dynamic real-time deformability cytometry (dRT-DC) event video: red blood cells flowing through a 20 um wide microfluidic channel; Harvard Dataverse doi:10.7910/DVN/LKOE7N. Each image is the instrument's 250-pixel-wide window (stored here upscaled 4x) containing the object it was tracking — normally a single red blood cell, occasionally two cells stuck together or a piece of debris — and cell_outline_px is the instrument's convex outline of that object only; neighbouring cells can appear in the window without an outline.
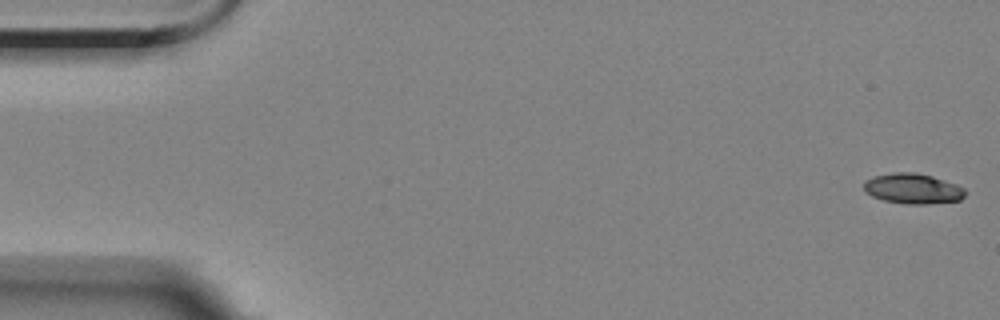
{"species": "Egyptian fruit bat (a non-hibernating species)", "species_latin": "Rousettus aegyptiacus", "temperature_condition": "room temperature", "stored_images_in_passage": 4, "camera_frame_rate_fps": 3000, "um_per_image_px": 0.085, "animal": {"sex": "female"}, "frame": {"image": 1, "passage_image": 1, "time_ms": 0.0, "image_size_px": [1000, 320], "cell_outline_px": [[964, 196], [960, 200], [924, 204], [908, 204], [884, 200], [872, 196], [864, 192], [864, 184], [872, 176], [892, 172], [916, 172], [932, 176], [956, 184], [964, 188]], "centroid_in_image_um": [77.57, 16.02], "position_along_channel_um": 7.4, "area_um2": 17.8}}